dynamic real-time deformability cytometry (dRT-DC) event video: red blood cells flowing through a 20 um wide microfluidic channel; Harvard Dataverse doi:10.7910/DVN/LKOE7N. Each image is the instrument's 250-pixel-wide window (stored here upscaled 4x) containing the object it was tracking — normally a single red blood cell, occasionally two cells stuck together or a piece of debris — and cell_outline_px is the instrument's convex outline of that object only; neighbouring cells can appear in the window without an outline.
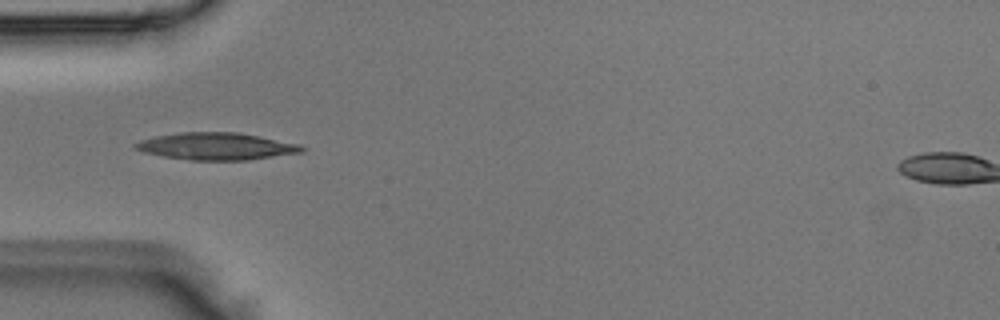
{"species": "Egyptian fruit bat (a non-hibernating species)", "species_latin": "Rousettus aegyptiacus", "temperature_condition": "room temperature", "stored_images_in_passage": 4, "camera_frame_rate_fps": 3000, "um_per_image_px": 0.085, "animal": {"sex": "male"}, "frame": {"image": 1, "passage_image": 4, "time_ms": 1.0, "image_size_px": [1000, 320], "cell_outline_px": [[304, 152], [248, 160], [192, 160], [164, 156], [144, 152], [136, 148], [132, 144], [140, 140], [156, 136], [180, 132], [236, 132], [300, 144], [304, 148]], "centroid_in_image_um": [18.39, 12.43], "position_along_channel_um": 66.6, "area_um2": 26.13}}